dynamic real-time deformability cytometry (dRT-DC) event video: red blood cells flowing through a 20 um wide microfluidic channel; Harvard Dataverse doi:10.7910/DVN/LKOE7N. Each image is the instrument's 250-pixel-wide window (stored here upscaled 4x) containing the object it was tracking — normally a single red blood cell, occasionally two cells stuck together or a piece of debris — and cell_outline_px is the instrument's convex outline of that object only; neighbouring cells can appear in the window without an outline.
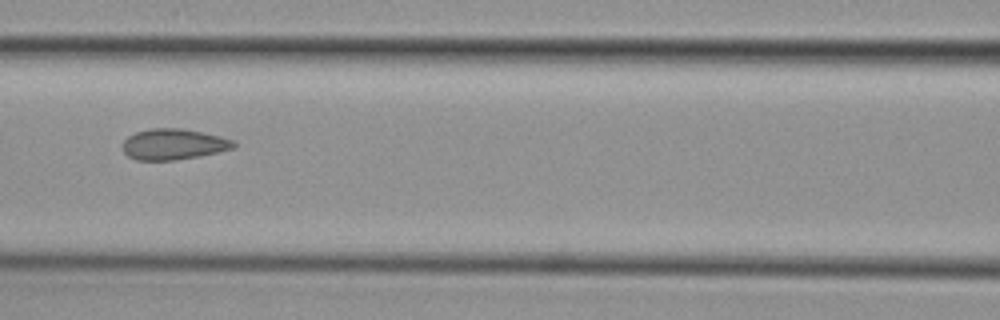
{"species": "common noctule bat (a hibernating species)", "species_latin": "Nyctalus noctula", "temperature_condition": "cold", "stored_images_in_passage": 6, "camera_frame_rate_fps": 3000, "um_per_image_px": 0.085, "animal": {"sex": "female", "body_mass_g": 29.2, "forearm_length_mm": 56.3}, "frame": {"image": 1, "passage_image": 6, "time_ms": 1.667, "image_size_px": [1000, 320], "cell_outline_px": [[236, 148], [200, 156], [176, 160], [136, 160], [128, 156], [124, 152], [124, 140], [128, 136], [136, 132], [148, 128], [184, 128], [220, 136], [232, 140], [236, 144]], "centroid_in_image_um": [14.77, 12.26], "position_along_channel_um": 151.8, "area_um2": 20.06}}